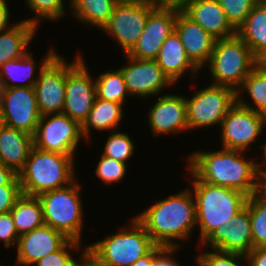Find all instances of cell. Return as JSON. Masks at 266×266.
I'll return each instance as SVG.
<instances>
[{
  "instance_id": "obj_1",
  "label": "cell",
  "mask_w": 266,
  "mask_h": 266,
  "mask_svg": "<svg viewBox=\"0 0 266 266\" xmlns=\"http://www.w3.org/2000/svg\"><path fill=\"white\" fill-rule=\"evenodd\" d=\"M241 152L243 153L240 150L226 148L212 152H193L187 162L189 172L203 182L238 190L250 197L258 192L259 172L266 162L260 164L245 160Z\"/></svg>"
},
{
  "instance_id": "obj_18",
  "label": "cell",
  "mask_w": 266,
  "mask_h": 266,
  "mask_svg": "<svg viewBox=\"0 0 266 266\" xmlns=\"http://www.w3.org/2000/svg\"><path fill=\"white\" fill-rule=\"evenodd\" d=\"M69 239L60 231L42 225L19 236L16 264L32 266L48 254L59 250Z\"/></svg>"
},
{
  "instance_id": "obj_17",
  "label": "cell",
  "mask_w": 266,
  "mask_h": 266,
  "mask_svg": "<svg viewBox=\"0 0 266 266\" xmlns=\"http://www.w3.org/2000/svg\"><path fill=\"white\" fill-rule=\"evenodd\" d=\"M223 252H235L247 255L253 248L251 221L246 206L228 222L221 224L202 245Z\"/></svg>"
},
{
  "instance_id": "obj_3",
  "label": "cell",
  "mask_w": 266,
  "mask_h": 266,
  "mask_svg": "<svg viewBox=\"0 0 266 266\" xmlns=\"http://www.w3.org/2000/svg\"><path fill=\"white\" fill-rule=\"evenodd\" d=\"M74 160V155L44 151L33 146L23 169L17 174L22 194L38 197L68 186L76 180Z\"/></svg>"
},
{
  "instance_id": "obj_32",
  "label": "cell",
  "mask_w": 266,
  "mask_h": 266,
  "mask_svg": "<svg viewBox=\"0 0 266 266\" xmlns=\"http://www.w3.org/2000/svg\"><path fill=\"white\" fill-rule=\"evenodd\" d=\"M253 248L266 247V198L259 192L248 197Z\"/></svg>"
},
{
  "instance_id": "obj_8",
  "label": "cell",
  "mask_w": 266,
  "mask_h": 266,
  "mask_svg": "<svg viewBox=\"0 0 266 266\" xmlns=\"http://www.w3.org/2000/svg\"><path fill=\"white\" fill-rule=\"evenodd\" d=\"M156 7L151 0H119L101 30L115 38L126 55L136 45L149 14Z\"/></svg>"
},
{
  "instance_id": "obj_5",
  "label": "cell",
  "mask_w": 266,
  "mask_h": 266,
  "mask_svg": "<svg viewBox=\"0 0 266 266\" xmlns=\"http://www.w3.org/2000/svg\"><path fill=\"white\" fill-rule=\"evenodd\" d=\"M130 223L131 228L124 227L102 241L87 245L86 249L106 266H131L157 245L135 217Z\"/></svg>"
},
{
  "instance_id": "obj_25",
  "label": "cell",
  "mask_w": 266,
  "mask_h": 266,
  "mask_svg": "<svg viewBox=\"0 0 266 266\" xmlns=\"http://www.w3.org/2000/svg\"><path fill=\"white\" fill-rule=\"evenodd\" d=\"M123 107L124 104L105 101L96 97L92 109L81 125L83 137L89 139L92 127L97 131L116 130L123 117Z\"/></svg>"
},
{
  "instance_id": "obj_21",
  "label": "cell",
  "mask_w": 266,
  "mask_h": 266,
  "mask_svg": "<svg viewBox=\"0 0 266 266\" xmlns=\"http://www.w3.org/2000/svg\"><path fill=\"white\" fill-rule=\"evenodd\" d=\"M182 11L216 40L236 35L217 0H191Z\"/></svg>"
},
{
  "instance_id": "obj_13",
  "label": "cell",
  "mask_w": 266,
  "mask_h": 266,
  "mask_svg": "<svg viewBox=\"0 0 266 266\" xmlns=\"http://www.w3.org/2000/svg\"><path fill=\"white\" fill-rule=\"evenodd\" d=\"M266 115L239 105L229 109L221 123L222 146L226 149L245 151L263 131Z\"/></svg>"
},
{
  "instance_id": "obj_9",
  "label": "cell",
  "mask_w": 266,
  "mask_h": 266,
  "mask_svg": "<svg viewBox=\"0 0 266 266\" xmlns=\"http://www.w3.org/2000/svg\"><path fill=\"white\" fill-rule=\"evenodd\" d=\"M52 48L39 67L34 85L40 115L62 113L65 104L66 60Z\"/></svg>"
},
{
  "instance_id": "obj_52",
  "label": "cell",
  "mask_w": 266,
  "mask_h": 266,
  "mask_svg": "<svg viewBox=\"0 0 266 266\" xmlns=\"http://www.w3.org/2000/svg\"><path fill=\"white\" fill-rule=\"evenodd\" d=\"M4 124H3V118H2V116H1V111H0V129H1V127L3 126Z\"/></svg>"
},
{
  "instance_id": "obj_23",
  "label": "cell",
  "mask_w": 266,
  "mask_h": 266,
  "mask_svg": "<svg viewBox=\"0 0 266 266\" xmlns=\"http://www.w3.org/2000/svg\"><path fill=\"white\" fill-rule=\"evenodd\" d=\"M155 61L174 84L189 70L192 75L199 71L187 57L184 46L175 31L163 42Z\"/></svg>"
},
{
  "instance_id": "obj_29",
  "label": "cell",
  "mask_w": 266,
  "mask_h": 266,
  "mask_svg": "<svg viewBox=\"0 0 266 266\" xmlns=\"http://www.w3.org/2000/svg\"><path fill=\"white\" fill-rule=\"evenodd\" d=\"M32 57H33L32 53L27 52L23 57L8 60L0 67V79L5 84L6 88L34 87L38 77L35 78L33 76V72L36 66H35V61L33 60ZM8 80H10L11 82H9ZM25 80L29 81L20 84L15 83L17 81H25Z\"/></svg>"
},
{
  "instance_id": "obj_41",
  "label": "cell",
  "mask_w": 266,
  "mask_h": 266,
  "mask_svg": "<svg viewBox=\"0 0 266 266\" xmlns=\"http://www.w3.org/2000/svg\"><path fill=\"white\" fill-rule=\"evenodd\" d=\"M179 248L180 246H156L154 248L153 266H180L179 264H177L178 262H176L172 256L175 252L178 251Z\"/></svg>"
},
{
  "instance_id": "obj_28",
  "label": "cell",
  "mask_w": 266,
  "mask_h": 266,
  "mask_svg": "<svg viewBox=\"0 0 266 266\" xmlns=\"http://www.w3.org/2000/svg\"><path fill=\"white\" fill-rule=\"evenodd\" d=\"M119 0H71V12L78 21L100 29L109 21Z\"/></svg>"
},
{
  "instance_id": "obj_10",
  "label": "cell",
  "mask_w": 266,
  "mask_h": 266,
  "mask_svg": "<svg viewBox=\"0 0 266 266\" xmlns=\"http://www.w3.org/2000/svg\"><path fill=\"white\" fill-rule=\"evenodd\" d=\"M186 101L189 129L222 123L229 109L236 103V92L228 87L210 85Z\"/></svg>"
},
{
  "instance_id": "obj_16",
  "label": "cell",
  "mask_w": 266,
  "mask_h": 266,
  "mask_svg": "<svg viewBox=\"0 0 266 266\" xmlns=\"http://www.w3.org/2000/svg\"><path fill=\"white\" fill-rule=\"evenodd\" d=\"M127 66L120 67L129 95L151 97L168 85H174L155 60H140L126 54Z\"/></svg>"
},
{
  "instance_id": "obj_47",
  "label": "cell",
  "mask_w": 266,
  "mask_h": 266,
  "mask_svg": "<svg viewBox=\"0 0 266 266\" xmlns=\"http://www.w3.org/2000/svg\"><path fill=\"white\" fill-rule=\"evenodd\" d=\"M154 261V249L146 256L138 259L131 266H153Z\"/></svg>"
},
{
  "instance_id": "obj_4",
  "label": "cell",
  "mask_w": 266,
  "mask_h": 266,
  "mask_svg": "<svg viewBox=\"0 0 266 266\" xmlns=\"http://www.w3.org/2000/svg\"><path fill=\"white\" fill-rule=\"evenodd\" d=\"M190 173L194 179L192 185L200 228L199 240L203 243L221 224H228L246 206L248 196L238 190L208 184Z\"/></svg>"
},
{
  "instance_id": "obj_51",
  "label": "cell",
  "mask_w": 266,
  "mask_h": 266,
  "mask_svg": "<svg viewBox=\"0 0 266 266\" xmlns=\"http://www.w3.org/2000/svg\"><path fill=\"white\" fill-rule=\"evenodd\" d=\"M256 4L266 3V0H253Z\"/></svg>"
},
{
  "instance_id": "obj_33",
  "label": "cell",
  "mask_w": 266,
  "mask_h": 266,
  "mask_svg": "<svg viewBox=\"0 0 266 266\" xmlns=\"http://www.w3.org/2000/svg\"><path fill=\"white\" fill-rule=\"evenodd\" d=\"M28 7L34 12L35 16L25 19L29 23L39 26L40 19L55 21L64 16L66 9L64 0H26Z\"/></svg>"
},
{
  "instance_id": "obj_14",
  "label": "cell",
  "mask_w": 266,
  "mask_h": 266,
  "mask_svg": "<svg viewBox=\"0 0 266 266\" xmlns=\"http://www.w3.org/2000/svg\"><path fill=\"white\" fill-rule=\"evenodd\" d=\"M0 111L4 125L35 134L41 115L34 87L6 88Z\"/></svg>"
},
{
  "instance_id": "obj_27",
  "label": "cell",
  "mask_w": 266,
  "mask_h": 266,
  "mask_svg": "<svg viewBox=\"0 0 266 266\" xmlns=\"http://www.w3.org/2000/svg\"><path fill=\"white\" fill-rule=\"evenodd\" d=\"M10 212L19 236L44 225L42 205L36 196L22 194Z\"/></svg>"
},
{
  "instance_id": "obj_30",
  "label": "cell",
  "mask_w": 266,
  "mask_h": 266,
  "mask_svg": "<svg viewBox=\"0 0 266 266\" xmlns=\"http://www.w3.org/2000/svg\"><path fill=\"white\" fill-rule=\"evenodd\" d=\"M247 91L255 106L245 100H241V90ZM236 102L248 109L266 115V71L255 67L243 81L236 92Z\"/></svg>"
},
{
  "instance_id": "obj_42",
  "label": "cell",
  "mask_w": 266,
  "mask_h": 266,
  "mask_svg": "<svg viewBox=\"0 0 266 266\" xmlns=\"http://www.w3.org/2000/svg\"><path fill=\"white\" fill-rule=\"evenodd\" d=\"M3 185H20L18 175L0 162V189Z\"/></svg>"
},
{
  "instance_id": "obj_15",
  "label": "cell",
  "mask_w": 266,
  "mask_h": 266,
  "mask_svg": "<svg viewBox=\"0 0 266 266\" xmlns=\"http://www.w3.org/2000/svg\"><path fill=\"white\" fill-rule=\"evenodd\" d=\"M180 9L156 7L148 16L136 45L127 54L140 60H155L166 38L174 31Z\"/></svg>"
},
{
  "instance_id": "obj_19",
  "label": "cell",
  "mask_w": 266,
  "mask_h": 266,
  "mask_svg": "<svg viewBox=\"0 0 266 266\" xmlns=\"http://www.w3.org/2000/svg\"><path fill=\"white\" fill-rule=\"evenodd\" d=\"M174 31L178 34L187 57L200 70L207 65L216 39L182 10L177 13Z\"/></svg>"
},
{
  "instance_id": "obj_6",
  "label": "cell",
  "mask_w": 266,
  "mask_h": 266,
  "mask_svg": "<svg viewBox=\"0 0 266 266\" xmlns=\"http://www.w3.org/2000/svg\"><path fill=\"white\" fill-rule=\"evenodd\" d=\"M208 68L215 83L237 92L245 78L256 67L250 47L236 34L215 41Z\"/></svg>"
},
{
  "instance_id": "obj_34",
  "label": "cell",
  "mask_w": 266,
  "mask_h": 266,
  "mask_svg": "<svg viewBox=\"0 0 266 266\" xmlns=\"http://www.w3.org/2000/svg\"><path fill=\"white\" fill-rule=\"evenodd\" d=\"M110 132L102 155L126 163L134 153L133 141L128 134L118 133V130L117 132L116 130Z\"/></svg>"
},
{
  "instance_id": "obj_44",
  "label": "cell",
  "mask_w": 266,
  "mask_h": 266,
  "mask_svg": "<svg viewBox=\"0 0 266 266\" xmlns=\"http://www.w3.org/2000/svg\"><path fill=\"white\" fill-rule=\"evenodd\" d=\"M83 250L84 253L80 256L81 263L76 260L74 266H106L101 263L94 255H92L87 249L86 246Z\"/></svg>"
},
{
  "instance_id": "obj_20",
  "label": "cell",
  "mask_w": 266,
  "mask_h": 266,
  "mask_svg": "<svg viewBox=\"0 0 266 266\" xmlns=\"http://www.w3.org/2000/svg\"><path fill=\"white\" fill-rule=\"evenodd\" d=\"M148 116L150 129L155 136L189 130L186 101L183 96L176 94L160 96L154 106L150 108Z\"/></svg>"
},
{
  "instance_id": "obj_11",
  "label": "cell",
  "mask_w": 266,
  "mask_h": 266,
  "mask_svg": "<svg viewBox=\"0 0 266 266\" xmlns=\"http://www.w3.org/2000/svg\"><path fill=\"white\" fill-rule=\"evenodd\" d=\"M82 138L81 125L62 112L41 116L33 143L44 151L74 155Z\"/></svg>"
},
{
  "instance_id": "obj_22",
  "label": "cell",
  "mask_w": 266,
  "mask_h": 266,
  "mask_svg": "<svg viewBox=\"0 0 266 266\" xmlns=\"http://www.w3.org/2000/svg\"><path fill=\"white\" fill-rule=\"evenodd\" d=\"M33 136L3 125L0 129V162L18 174L33 148Z\"/></svg>"
},
{
  "instance_id": "obj_31",
  "label": "cell",
  "mask_w": 266,
  "mask_h": 266,
  "mask_svg": "<svg viewBox=\"0 0 266 266\" xmlns=\"http://www.w3.org/2000/svg\"><path fill=\"white\" fill-rule=\"evenodd\" d=\"M97 98L115 103H125L129 95L120 69L107 71L95 79Z\"/></svg>"
},
{
  "instance_id": "obj_46",
  "label": "cell",
  "mask_w": 266,
  "mask_h": 266,
  "mask_svg": "<svg viewBox=\"0 0 266 266\" xmlns=\"http://www.w3.org/2000/svg\"><path fill=\"white\" fill-rule=\"evenodd\" d=\"M6 0H0V30L9 28V8Z\"/></svg>"
},
{
  "instance_id": "obj_7",
  "label": "cell",
  "mask_w": 266,
  "mask_h": 266,
  "mask_svg": "<svg viewBox=\"0 0 266 266\" xmlns=\"http://www.w3.org/2000/svg\"><path fill=\"white\" fill-rule=\"evenodd\" d=\"M81 185L72 182L66 187L38 196L43 209L44 224L60 231L68 239L81 240L83 226Z\"/></svg>"
},
{
  "instance_id": "obj_45",
  "label": "cell",
  "mask_w": 266,
  "mask_h": 266,
  "mask_svg": "<svg viewBox=\"0 0 266 266\" xmlns=\"http://www.w3.org/2000/svg\"><path fill=\"white\" fill-rule=\"evenodd\" d=\"M157 7L176 8L182 10L191 0H151Z\"/></svg>"
},
{
  "instance_id": "obj_49",
  "label": "cell",
  "mask_w": 266,
  "mask_h": 266,
  "mask_svg": "<svg viewBox=\"0 0 266 266\" xmlns=\"http://www.w3.org/2000/svg\"><path fill=\"white\" fill-rule=\"evenodd\" d=\"M256 67L266 71V48L256 56Z\"/></svg>"
},
{
  "instance_id": "obj_37",
  "label": "cell",
  "mask_w": 266,
  "mask_h": 266,
  "mask_svg": "<svg viewBox=\"0 0 266 266\" xmlns=\"http://www.w3.org/2000/svg\"><path fill=\"white\" fill-rule=\"evenodd\" d=\"M126 163L116 161L101 154V159L95 170V174L105 184H112L123 179L126 174Z\"/></svg>"
},
{
  "instance_id": "obj_43",
  "label": "cell",
  "mask_w": 266,
  "mask_h": 266,
  "mask_svg": "<svg viewBox=\"0 0 266 266\" xmlns=\"http://www.w3.org/2000/svg\"><path fill=\"white\" fill-rule=\"evenodd\" d=\"M250 266H266V247H255L247 254Z\"/></svg>"
},
{
  "instance_id": "obj_50",
  "label": "cell",
  "mask_w": 266,
  "mask_h": 266,
  "mask_svg": "<svg viewBox=\"0 0 266 266\" xmlns=\"http://www.w3.org/2000/svg\"><path fill=\"white\" fill-rule=\"evenodd\" d=\"M5 91H6V86L2 82V80L0 79V109H1V106L3 104V99H4Z\"/></svg>"
},
{
  "instance_id": "obj_39",
  "label": "cell",
  "mask_w": 266,
  "mask_h": 266,
  "mask_svg": "<svg viewBox=\"0 0 266 266\" xmlns=\"http://www.w3.org/2000/svg\"><path fill=\"white\" fill-rule=\"evenodd\" d=\"M4 241V246L9 248L10 246L18 245L19 235L14 224L11 212L0 214V241Z\"/></svg>"
},
{
  "instance_id": "obj_35",
  "label": "cell",
  "mask_w": 266,
  "mask_h": 266,
  "mask_svg": "<svg viewBox=\"0 0 266 266\" xmlns=\"http://www.w3.org/2000/svg\"><path fill=\"white\" fill-rule=\"evenodd\" d=\"M231 26L237 29L245 22L254 5L253 0H217Z\"/></svg>"
},
{
  "instance_id": "obj_26",
  "label": "cell",
  "mask_w": 266,
  "mask_h": 266,
  "mask_svg": "<svg viewBox=\"0 0 266 266\" xmlns=\"http://www.w3.org/2000/svg\"><path fill=\"white\" fill-rule=\"evenodd\" d=\"M236 34L250 47L255 57L266 48V3L254 5Z\"/></svg>"
},
{
  "instance_id": "obj_40",
  "label": "cell",
  "mask_w": 266,
  "mask_h": 266,
  "mask_svg": "<svg viewBox=\"0 0 266 266\" xmlns=\"http://www.w3.org/2000/svg\"><path fill=\"white\" fill-rule=\"evenodd\" d=\"M22 195L21 185H3L0 189V214L10 212Z\"/></svg>"
},
{
  "instance_id": "obj_2",
  "label": "cell",
  "mask_w": 266,
  "mask_h": 266,
  "mask_svg": "<svg viewBox=\"0 0 266 266\" xmlns=\"http://www.w3.org/2000/svg\"><path fill=\"white\" fill-rule=\"evenodd\" d=\"M135 218L157 246H181L173 239H187L197 225L196 201L186 189L156 202Z\"/></svg>"
},
{
  "instance_id": "obj_24",
  "label": "cell",
  "mask_w": 266,
  "mask_h": 266,
  "mask_svg": "<svg viewBox=\"0 0 266 266\" xmlns=\"http://www.w3.org/2000/svg\"><path fill=\"white\" fill-rule=\"evenodd\" d=\"M37 27L28 21L17 22L12 27L0 30V67L8 60L23 57Z\"/></svg>"
},
{
  "instance_id": "obj_38",
  "label": "cell",
  "mask_w": 266,
  "mask_h": 266,
  "mask_svg": "<svg viewBox=\"0 0 266 266\" xmlns=\"http://www.w3.org/2000/svg\"><path fill=\"white\" fill-rule=\"evenodd\" d=\"M81 242L69 239L59 250L48 254L35 264L37 266H74L76 259H74L68 248H73L76 251L80 250Z\"/></svg>"
},
{
  "instance_id": "obj_48",
  "label": "cell",
  "mask_w": 266,
  "mask_h": 266,
  "mask_svg": "<svg viewBox=\"0 0 266 266\" xmlns=\"http://www.w3.org/2000/svg\"><path fill=\"white\" fill-rule=\"evenodd\" d=\"M258 192L266 198V170L259 172V189Z\"/></svg>"
},
{
  "instance_id": "obj_53",
  "label": "cell",
  "mask_w": 266,
  "mask_h": 266,
  "mask_svg": "<svg viewBox=\"0 0 266 266\" xmlns=\"http://www.w3.org/2000/svg\"><path fill=\"white\" fill-rule=\"evenodd\" d=\"M266 143V142H265ZM262 147H264V154H265V158H266V144L264 145V146H262Z\"/></svg>"
},
{
  "instance_id": "obj_36",
  "label": "cell",
  "mask_w": 266,
  "mask_h": 266,
  "mask_svg": "<svg viewBox=\"0 0 266 266\" xmlns=\"http://www.w3.org/2000/svg\"><path fill=\"white\" fill-rule=\"evenodd\" d=\"M215 252H204L201 255H197V262L200 266H244L241 265L238 260H247V266L249 261L247 255L235 252H223L214 249ZM240 264V265H239Z\"/></svg>"
},
{
  "instance_id": "obj_12",
  "label": "cell",
  "mask_w": 266,
  "mask_h": 266,
  "mask_svg": "<svg viewBox=\"0 0 266 266\" xmlns=\"http://www.w3.org/2000/svg\"><path fill=\"white\" fill-rule=\"evenodd\" d=\"M81 55L72 63L66 62V89L63 113L80 125L86 120L97 97L92 79ZM94 80V81H93Z\"/></svg>"
}]
</instances>
